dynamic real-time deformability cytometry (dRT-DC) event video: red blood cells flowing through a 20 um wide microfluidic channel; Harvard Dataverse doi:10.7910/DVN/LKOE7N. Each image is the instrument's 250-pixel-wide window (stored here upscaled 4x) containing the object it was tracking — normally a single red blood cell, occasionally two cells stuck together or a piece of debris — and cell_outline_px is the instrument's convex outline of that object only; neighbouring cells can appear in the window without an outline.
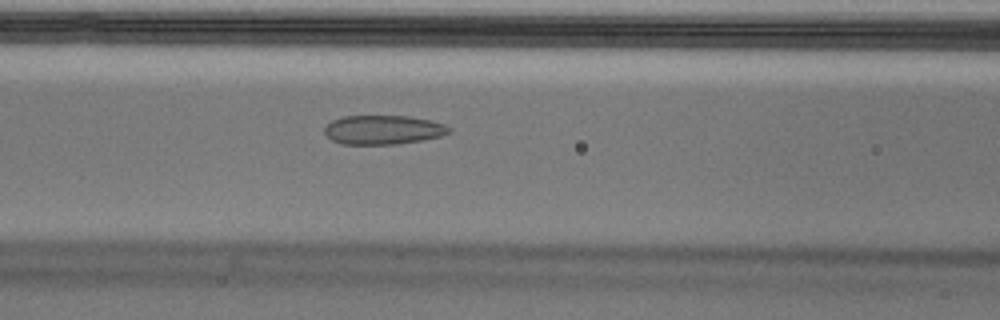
{"species": "Egyptian fruit bat (a non-hibernating species)", "species_latin": "Rousettus aegyptiacus", "temperature_condition": "cold", "stored_images_in_passage": 45, "camera_frame_rate_fps": 3000, "um_per_image_px": 0.085, "animal": {"sex": "male"}, "frame": {"image": 1, "passage_image": 20, "time_ms": 6.333, "image_size_px": [1000, 320], "cell_outline_px": [[452, 132], [440, 136], [424, 140], [396, 144], [340, 144], [332, 140], [324, 132], [324, 128], [332, 120], [344, 116], [408, 116], [428, 120], [444, 124], [452, 128]], "centroid_in_image_um": [32.58, 11.04], "position_along_channel_um": 134.0, "area_um2": 21.15}}
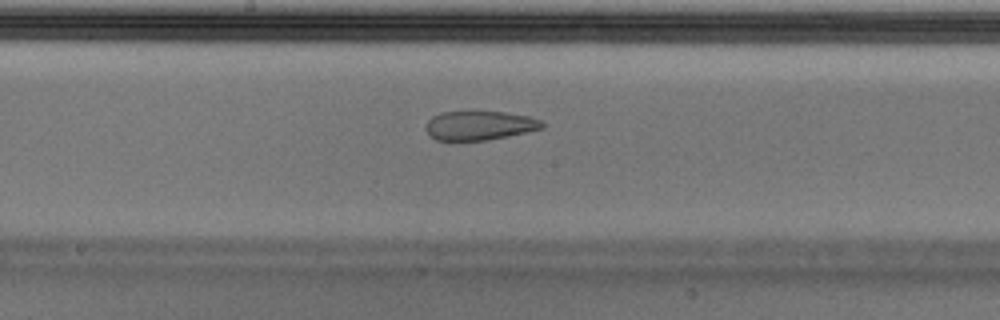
{"frame": {"image": 2, "passage_image": 26, "time_ms": 8.333, "image_size_px": [1000, 320], "cell_outline_px": [[544, 128], [488, 140], [436, 140], [428, 136], [424, 128], [428, 120], [432, 116], [440, 112], [504, 112], [528, 116], [540, 120], [544, 124]], "centroid_in_image_um": [40.7, 10.67], "position_along_channel_um": 207.5, "area_um2": 19.71}, "authors_computed_cell_mechanics": {"area_um2": 23.12, "velocity_mm_per_s": 3.665, "shape_relaxation_time_tau1_ms": null, "shape_relaxation_time_tau2_ms": 1.8382, "deformation_change_tau1": null, "deformation_change_tau2": 0.0963}}